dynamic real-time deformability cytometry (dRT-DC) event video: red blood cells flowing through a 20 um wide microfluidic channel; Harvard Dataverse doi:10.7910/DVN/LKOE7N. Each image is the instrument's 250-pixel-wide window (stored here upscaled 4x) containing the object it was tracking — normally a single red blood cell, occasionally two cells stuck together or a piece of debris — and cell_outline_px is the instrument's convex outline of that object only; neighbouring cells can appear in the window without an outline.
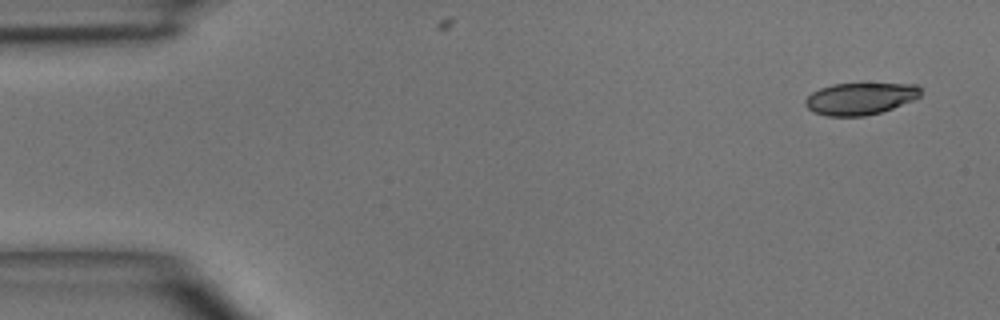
{"species": "common noctule bat (a hibernating species)", "species_latin": "Nyctalus noctula", "temperature_condition": "room temperature", "stored_images_in_passage": 3, "camera_frame_rate_fps": 3000, "um_per_image_px": 0.085, "animal": {"sex": "male", "body_mass_g": 15.6}, "frame": {"image": 1, "passage_image": 1, "time_ms": 0.0, "image_size_px": [1000, 320], "cell_outline_px": [[920, 96], [912, 100], [892, 108], [880, 112], [864, 116], [828, 116], [812, 112], [804, 104], [804, 100], [812, 92], [820, 88], [832, 84], [916, 84], [920, 88]], "centroid_in_image_um": [73.07, 8.39], "position_along_channel_um": 11.9, "area_um2": 21.33}}